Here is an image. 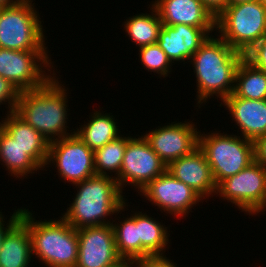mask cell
<instances>
[{"label":"cell","instance_id":"cell-1","mask_svg":"<svg viewBox=\"0 0 266 267\" xmlns=\"http://www.w3.org/2000/svg\"><path fill=\"white\" fill-rule=\"evenodd\" d=\"M243 58V53L218 38V34L217 38L209 36L192 55L189 62L196 74L199 108L213 95L223 102L234 92L236 70Z\"/></svg>","mask_w":266,"mask_h":267},{"label":"cell","instance_id":"cell-2","mask_svg":"<svg viewBox=\"0 0 266 267\" xmlns=\"http://www.w3.org/2000/svg\"><path fill=\"white\" fill-rule=\"evenodd\" d=\"M40 88L20 92L15 112L49 142L67 133V90L54 75ZM62 85V86H61Z\"/></svg>","mask_w":266,"mask_h":267},{"label":"cell","instance_id":"cell-3","mask_svg":"<svg viewBox=\"0 0 266 267\" xmlns=\"http://www.w3.org/2000/svg\"><path fill=\"white\" fill-rule=\"evenodd\" d=\"M74 185L78 188L76 197L62 215L76 230L112 224L106 217L126 208L123 192L112 174L94 175Z\"/></svg>","mask_w":266,"mask_h":267},{"label":"cell","instance_id":"cell-4","mask_svg":"<svg viewBox=\"0 0 266 267\" xmlns=\"http://www.w3.org/2000/svg\"><path fill=\"white\" fill-rule=\"evenodd\" d=\"M32 214L25 208L20 216L31 236L32 254L47 267H76L77 230L62 216L58 220L35 221Z\"/></svg>","mask_w":266,"mask_h":267},{"label":"cell","instance_id":"cell-5","mask_svg":"<svg viewBox=\"0 0 266 267\" xmlns=\"http://www.w3.org/2000/svg\"><path fill=\"white\" fill-rule=\"evenodd\" d=\"M215 30L218 37L245 54L266 35V5L258 0L229 4L216 17Z\"/></svg>","mask_w":266,"mask_h":267},{"label":"cell","instance_id":"cell-6","mask_svg":"<svg viewBox=\"0 0 266 267\" xmlns=\"http://www.w3.org/2000/svg\"><path fill=\"white\" fill-rule=\"evenodd\" d=\"M32 0L0 7V48L47 52L43 25ZM38 14V15H37Z\"/></svg>","mask_w":266,"mask_h":267},{"label":"cell","instance_id":"cell-7","mask_svg":"<svg viewBox=\"0 0 266 267\" xmlns=\"http://www.w3.org/2000/svg\"><path fill=\"white\" fill-rule=\"evenodd\" d=\"M200 133L199 131V148L206 156L216 185L254 161L253 141L218 132L204 135Z\"/></svg>","mask_w":266,"mask_h":267},{"label":"cell","instance_id":"cell-8","mask_svg":"<svg viewBox=\"0 0 266 267\" xmlns=\"http://www.w3.org/2000/svg\"><path fill=\"white\" fill-rule=\"evenodd\" d=\"M216 194L249 215L265 211L266 167L254 160L237 174L222 180Z\"/></svg>","mask_w":266,"mask_h":267},{"label":"cell","instance_id":"cell-9","mask_svg":"<svg viewBox=\"0 0 266 267\" xmlns=\"http://www.w3.org/2000/svg\"><path fill=\"white\" fill-rule=\"evenodd\" d=\"M47 53L0 48V76L20 92L40 88L52 77L49 70L52 69V62ZM43 67L48 73L50 71V74L46 73Z\"/></svg>","mask_w":266,"mask_h":267},{"label":"cell","instance_id":"cell-10","mask_svg":"<svg viewBox=\"0 0 266 267\" xmlns=\"http://www.w3.org/2000/svg\"><path fill=\"white\" fill-rule=\"evenodd\" d=\"M167 170V165L152 150L144 136L127 141L123 162L119 175L116 177L122 191L124 185L131 184L141 191L150 181Z\"/></svg>","mask_w":266,"mask_h":267},{"label":"cell","instance_id":"cell-11","mask_svg":"<svg viewBox=\"0 0 266 267\" xmlns=\"http://www.w3.org/2000/svg\"><path fill=\"white\" fill-rule=\"evenodd\" d=\"M54 163L59 177L73 185L96 175L94 151L76 134L50 142L46 165Z\"/></svg>","mask_w":266,"mask_h":267},{"label":"cell","instance_id":"cell-12","mask_svg":"<svg viewBox=\"0 0 266 267\" xmlns=\"http://www.w3.org/2000/svg\"><path fill=\"white\" fill-rule=\"evenodd\" d=\"M78 257L76 267L131 266L119 256L112 224L77 230Z\"/></svg>","mask_w":266,"mask_h":267},{"label":"cell","instance_id":"cell-13","mask_svg":"<svg viewBox=\"0 0 266 267\" xmlns=\"http://www.w3.org/2000/svg\"><path fill=\"white\" fill-rule=\"evenodd\" d=\"M165 213L185 218L202 199L191 187L176 179L168 170L150 181L140 192Z\"/></svg>","mask_w":266,"mask_h":267},{"label":"cell","instance_id":"cell-14","mask_svg":"<svg viewBox=\"0 0 266 267\" xmlns=\"http://www.w3.org/2000/svg\"><path fill=\"white\" fill-rule=\"evenodd\" d=\"M184 122L164 125L144 135L152 150L167 166L199 147V132L195 124Z\"/></svg>","mask_w":266,"mask_h":267},{"label":"cell","instance_id":"cell-15","mask_svg":"<svg viewBox=\"0 0 266 267\" xmlns=\"http://www.w3.org/2000/svg\"><path fill=\"white\" fill-rule=\"evenodd\" d=\"M216 27H195L185 24L167 26L162 24L157 44L171 63L191 59L192 55L208 39Z\"/></svg>","mask_w":266,"mask_h":267},{"label":"cell","instance_id":"cell-16","mask_svg":"<svg viewBox=\"0 0 266 267\" xmlns=\"http://www.w3.org/2000/svg\"><path fill=\"white\" fill-rule=\"evenodd\" d=\"M167 170L178 180L195 190L202 198L216 193L211 167L204 152L198 147L192 153L175 159Z\"/></svg>","mask_w":266,"mask_h":267},{"label":"cell","instance_id":"cell-17","mask_svg":"<svg viewBox=\"0 0 266 267\" xmlns=\"http://www.w3.org/2000/svg\"><path fill=\"white\" fill-rule=\"evenodd\" d=\"M162 24H185L195 27H216V18L201 0H155Z\"/></svg>","mask_w":266,"mask_h":267},{"label":"cell","instance_id":"cell-18","mask_svg":"<svg viewBox=\"0 0 266 267\" xmlns=\"http://www.w3.org/2000/svg\"><path fill=\"white\" fill-rule=\"evenodd\" d=\"M223 104L239 126L241 137L254 142L266 134V99H245L232 93Z\"/></svg>","mask_w":266,"mask_h":267},{"label":"cell","instance_id":"cell-19","mask_svg":"<svg viewBox=\"0 0 266 267\" xmlns=\"http://www.w3.org/2000/svg\"><path fill=\"white\" fill-rule=\"evenodd\" d=\"M6 115L7 118L0 122V126L16 139V142L43 170L48 160L50 142L15 111Z\"/></svg>","mask_w":266,"mask_h":267},{"label":"cell","instance_id":"cell-20","mask_svg":"<svg viewBox=\"0 0 266 267\" xmlns=\"http://www.w3.org/2000/svg\"><path fill=\"white\" fill-rule=\"evenodd\" d=\"M32 256V240L28 227L19 220L3 239L0 267H28Z\"/></svg>","mask_w":266,"mask_h":267},{"label":"cell","instance_id":"cell-21","mask_svg":"<svg viewBox=\"0 0 266 267\" xmlns=\"http://www.w3.org/2000/svg\"><path fill=\"white\" fill-rule=\"evenodd\" d=\"M115 121L113 115L94 110L89 122L81 125L82 127L74 132L90 149L95 151L121 136L119 126Z\"/></svg>","mask_w":266,"mask_h":267},{"label":"cell","instance_id":"cell-22","mask_svg":"<svg viewBox=\"0 0 266 267\" xmlns=\"http://www.w3.org/2000/svg\"><path fill=\"white\" fill-rule=\"evenodd\" d=\"M0 161L4 163L9 174L16 178L29 176L27 174L35 173L33 171L41 168L1 126Z\"/></svg>","mask_w":266,"mask_h":267},{"label":"cell","instance_id":"cell-23","mask_svg":"<svg viewBox=\"0 0 266 267\" xmlns=\"http://www.w3.org/2000/svg\"><path fill=\"white\" fill-rule=\"evenodd\" d=\"M165 225L142 212L138 213V233L140 238V260L150 256H164L169 243V233ZM162 251V252H161Z\"/></svg>","mask_w":266,"mask_h":267},{"label":"cell","instance_id":"cell-24","mask_svg":"<svg viewBox=\"0 0 266 267\" xmlns=\"http://www.w3.org/2000/svg\"><path fill=\"white\" fill-rule=\"evenodd\" d=\"M233 93L245 99H266V72L257 69L243 58L236 70Z\"/></svg>","mask_w":266,"mask_h":267},{"label":"cell","instance_id":"cell-25","mask_svg":"<svg viewBox=\"0 0 266 267\" xmlns=\"http://www.w3.org/2000/svg\"><path fill=\"white\" fill-rule=\"evenodd\" d=\"M115 244L119 256L129 265L140 260V238L138 233V212L113 224Z\"/></svg>","mask_w":266,"mask_h":267},{"label":"cell","instance_id":"cell-26","mask_svg":"<svg viewBox=\"0 0 266 267\" xmlns=\"http://www.w3.org/2000/svg\"><path fill=\"white\" fill-rule=\"evenodd\" d=\"M151 6V15L150 13L137 14L126 19L123 24L126 33L136 43V46L143 47L158 41L162 21L157 9L153 5Z\"/></svg>","mask_w":266,"mask_h":267},{"label":"cell","instance_id":"cell-27","mask_svg":"<svg viewBox=\"0 0 266 267\" xmlns=\"http://www.w3.org/2000/svg\"><path fill=\"white\" fill-rule=\"evenodd\" d=\"M130 137L119 136L116 140L108 142L102 148L94 151V168L96 175H109L106 171L115 173L116 178L121 170L127 141Z\"/></svg>","mask_w":266,"mask_h":267},{"label":"cell","instance_id":"cell-28","mask_svg":"<svg viewBox=\"0 0 266 267\" xmlns=\"http://www.w3.org/2000/svg\"><path fill=\"white\" fill-rule=\"evenodd\" d=\"M139 49L138 54L143 67H146L148 71L160 74L161 77L168 76L172 69V63L157 43L143 46Z\"/></svg>","mask_w":266,"mask_h":267},{"label":"cell","instance_id":"cell-29","mask_svg":"<svg viewBox=\"0 0 266 267\" xmlns=\"http://www.w3.org/2000/svg\"><path fill=\"white\" fill-rule=\"evenodd\" d=\"M244 58L257 69L266 72V35L244 54Z\"/></svg>","mask_w":266,"mask_h":267},{"label":"cell","instance_id":"cell-30","mask_svg":"<svg viewBox=\"0 0 266 267\" xmlns=\"http://www.w3.org/2000/svg\"><path fill=\"white\" fill-rule=\"evenodd\" d=\"M19 94L20 91L14 85L0 76V105L8 103V112L16 110Z\"/></svg>","mask_w":266,"mask_h":267},{"label":"cell","instance_id":"cell-31","mask_svg":"<svg viewBox=\"0 0 266 267\" xmlns=\"http://www.w3.org/2000/svg\"><path fill=\"white\" fill-rule=\"evenodd\" d=\"M135 264V265H134ZM178 267L177 264L165 256H150L134 262L131 267Z\"/></svg>","mask_w":266,"mask_h":267},{"label":"cell","instance_id":"cell-32","mask_svg":"<svg viewBox=\"0 0 266 267\" xmlns=\"http://www.w3.org/2000/svg\"><path fill=\"white\" fill-rule=\"evenodd\" d=\"M254 160L266 167V134L258 137L254 142Z\"/></svg>","mask_w":266,"mask_h":267},{"label":"cell","instance_id":"cell-33","mask_svg":"<svg viewBox=\"0 0 266 267\" xmlns=\"http://www.w3.org/2000/svg\"><path fill=\"white\" fill-rule=\"evenodd\" d=\"M22 210L23 208L15 210L10 220H8L9 222L7 223L8 225L6 227H4L5 226V223H4L5 221L3 220L4 216L2 215V212H0V250H1L2 242H3L5 235L20 220Z\"/></svg>","mask_w":266,"mask_h":267},{"label":"cell","instance_id":"cell-34","mask_svg":"<svg viewBox=\"0 0 266 267\" xmlns=\"http://www.w3.org/2000/svg\"><path fill=\"white\" fill-rule=\"evenodd\" d=\"M201 1L215 18L229 5V0H201Z\"/></svg>","mask_w":266,"mask_h":267},{"label":"cell","instance_id":"cell-35","mask_svg":"<svg viewBox=\"0 0 266 267\" xmlns=\"http://www.w3.org/2000/svg\"><path fill=\"white\" fill-rule=\"evenodd\" d=\"M24 0H0V7L10 6L17 3H20Z\"/></svg>","mask_w":266,"mask_h":267},{"label":"cell","instance_id":"cell-36","mask_svg":"<svg viewBox=\"0 0 266 267\" xmlns=\"http://www.w3.org/2000/svg\"><path fill=\"white\" fill-rule=\"evenodd\" d=\"M254 0H229V4H237V3H242V2H250Z\"/></svg>","mask_w":266,"mask_h":267},{"label":"cell","instance_id":"cell-37","mask_svg":"<svg viewBox=\"0 0 266 267\" xmlns=\"http://www.w3.org/2000/svg\"><path fill=\"white\" fill-rule=\"evenodd\" d=\"M258 1L266 5V0H258Z\"/></svg>","mask_w":266,"mask_h":267}]
</instances>
